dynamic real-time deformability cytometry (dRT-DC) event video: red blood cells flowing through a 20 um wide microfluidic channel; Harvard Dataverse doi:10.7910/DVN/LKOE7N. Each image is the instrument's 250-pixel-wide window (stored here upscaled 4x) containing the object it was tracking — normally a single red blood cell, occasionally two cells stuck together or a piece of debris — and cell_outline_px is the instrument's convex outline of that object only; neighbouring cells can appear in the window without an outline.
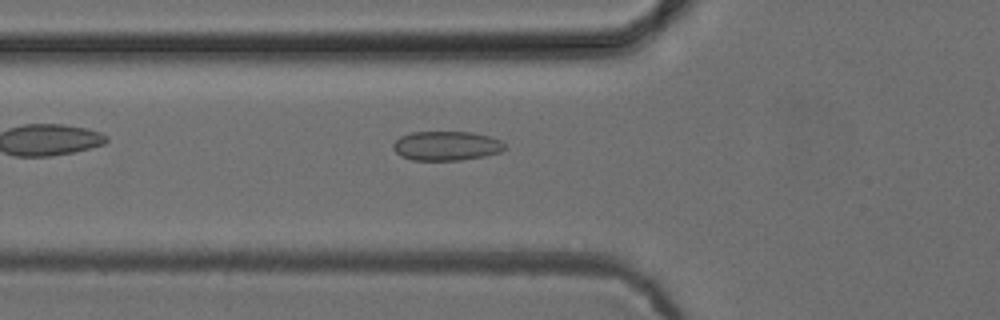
{"species": "common noctule bat (a hibernating species)", "species_latin": "Nyctalus noctula", "temperature_condition": "cold", "stored_images_in_passage": 36, "camera_frame_rate_fps": 3000, "um_per_image_px": 0.085, "animal": {"sex": "female", "body_mass_g": 24.6, "forearm_length_mm": 56.2}, "frame": {"image": 1, "passage_image": 3, "time_ms": 0.667, "image_size_px": [1000, 320], "cell_outline_px": [[508, 148], [500, 152], [484, 156], [460, 160], [412, 160], [400, 156], [392, 148], [392, 144], [400, 136], [412, 132], [472, 132], [488, 136], [500, 140]], "centroid_in_image_um": [37.93, 12.4], "position_along_channel_um": 87.9, "area_um2": 19.13}}
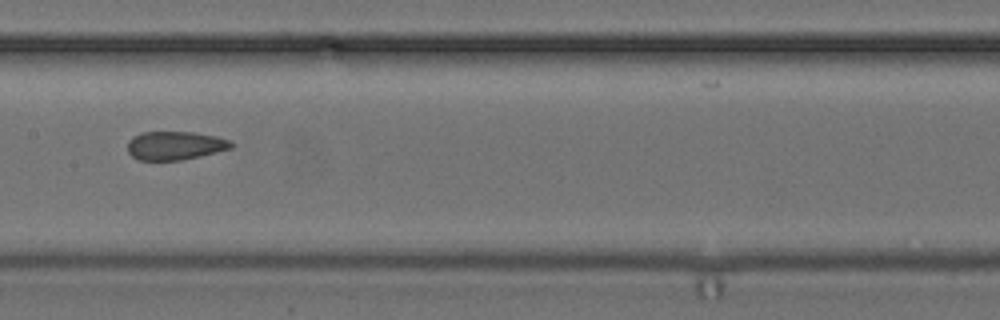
{"frame": {"image": 2, "passage_image": 11, "time_ms": 3.333, "image_size_px": [1000, 320], "cell_outline_px": [[236, 144], [232, 148], [200, 156], [180, 160], [140, 160], [132, 156], [128, 152], [128, 140], [132, 136], [140, 132], [192, 132], [216, 136], [228, 140]], "centroid_in_image_um": [14.87, 12.37], "position_along_channel_um": 192.5, "area_um2": 17.28}}
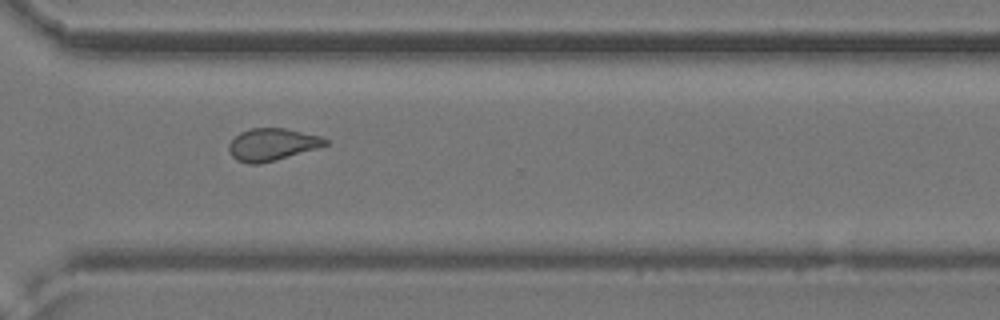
{"frame": {"image": 3, "passage_image": 23, "time_ms": 7.333, "image_size_px": [1000, 320], "cell_outline_px": [[328, 144], [316, 148], [276, 160], [260, 164], [248, 164], [236, 160], [232, 156], [228, 148], [228, 144], [240, 132], [252, 128], [284, 128], [320, 136], [328, 140]], "centroid_in_image_um": [23.1, 12.29], "position_along_channel_um": 347.5, "area_um2": 17.98}, "authors_computed_cell_mechanics": {"area_um2": 17.9758, "velocity_mm_per_s": 3.8866, "shape_relaxation_time_tau1_ms": null, "shape_relaxation_time_tau2_ms": 1.3274, "deformation_change_tau1": null, "deformation_change_tau2": 0.0844}}